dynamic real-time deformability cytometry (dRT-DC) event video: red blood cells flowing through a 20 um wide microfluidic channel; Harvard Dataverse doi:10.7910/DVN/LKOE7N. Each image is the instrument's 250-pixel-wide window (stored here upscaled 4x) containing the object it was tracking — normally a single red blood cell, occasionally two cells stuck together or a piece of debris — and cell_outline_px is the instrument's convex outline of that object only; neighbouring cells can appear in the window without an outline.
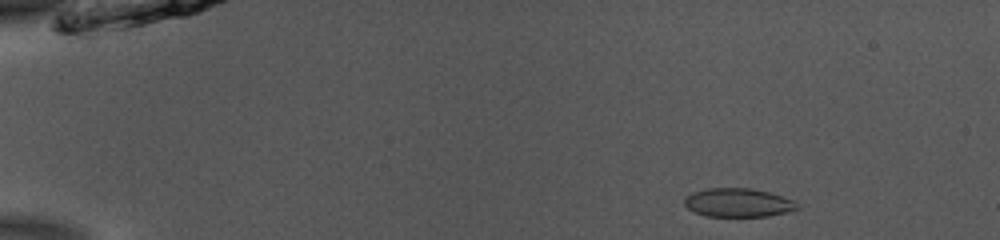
{"species": "common noctule bat (a hibernating species)", "species_latin": "Nyctalus noctula", "temperature_condition": "room temperature", "stored_images_in_passage": 47, "camera_frame_rate_fps": 3000, "um_per_image_px": 0.085, "animal": {"sex": "male", "body_mass_g": 13.0, "forearm_length_mm": 53.1}, "frame": {"image": 1, "passage_image": 2, "time_ms": 0.333, "image_size_px": [1000, 240], "cell_outline_px": [[796, 208], [784, 212], [768, 216], [704, 216], [688, 208], [684, 204], [684, 200], [692, 192], [708, 188], [748, 188], [768, 192], [792, 200], [796, 204]], "centroid_in_image_um": [62.67, 17.22], "position_along_channel_um": 22.3, "area_um2": 18.38}}
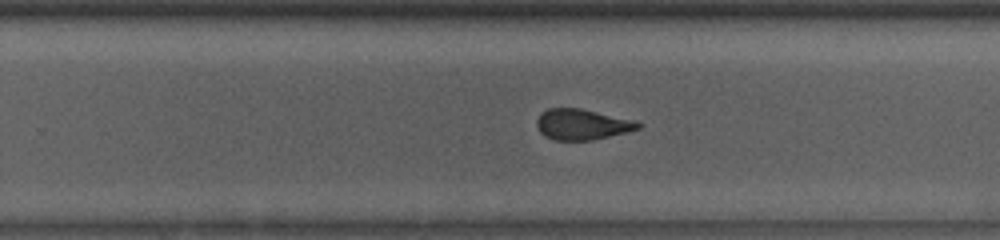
{"frame": {"image": 2, "passage_image": 29, "time_ms": 9.333, "image_size_px": [1000, 240], "cell_outline_px": [[644, 124], [640, 128], [628, 132], [592, 140], [556, 140], [544, 136], [540, 132], [536, 124], [536, 120], [540, 112], [548, 108], [580, 108], [632, 120]], "centroid_in_image_um": [49.45, 10.57], "position_along_channel_um": 280.4, "area_um2": 18.15}}
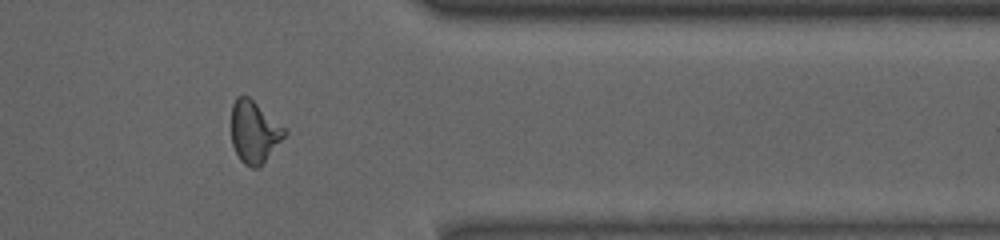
{"frame": {"image": 3, "passage_image": 38, "time_ms": 12.333, "image_size_px": [1000, 240], "cell_outline_px": [[288, 132], [264, 160], [256, 168], [252, 168], [244, 164], [240, 160], [232, 144], [232, 104], [236, 96], [248, 96], [288, 128]], "centroid_in_image_um": [21.62, 11.17], "position_along_channel_um": 389.8, "area_um2": 19.13}, "authors_computed_cell_mechanics": {"area_um2": 19.1896, "velocity_mm_per_s": 3.9182, "shape_relaxation_time_tau1_ms": 4.8182, "shape_relaxation_time_tau2_ms": 1.1341, "deformation_change_tau1": 0.1334, "deformation_change_tau2": 0.075}}